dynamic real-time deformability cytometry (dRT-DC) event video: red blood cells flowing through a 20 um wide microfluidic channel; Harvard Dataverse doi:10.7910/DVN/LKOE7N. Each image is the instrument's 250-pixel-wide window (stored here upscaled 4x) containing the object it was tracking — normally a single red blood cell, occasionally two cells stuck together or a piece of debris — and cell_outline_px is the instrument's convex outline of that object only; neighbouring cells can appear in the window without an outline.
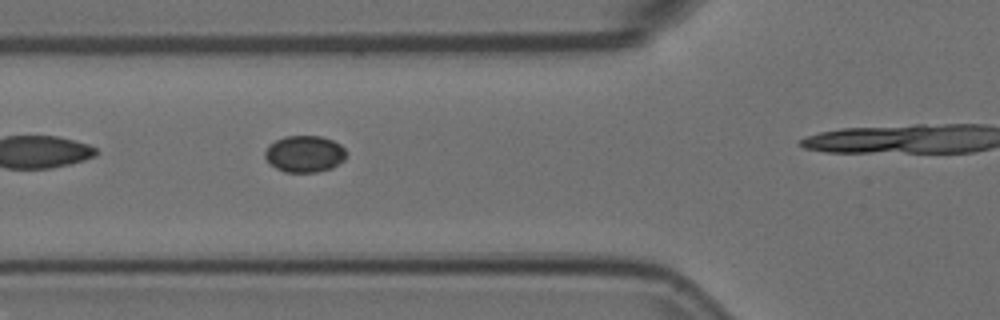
{"species": "Egyptian fruit bat (a non-hibernating species)", "species_latin": "Rousettus aegyptiacus", "temperature_condition": "room temperature", "stored_images_in_passage": 7, "camera_frame_rate_fps": 3000, "um_per_image_px": 0.085, "animal": {"sex": "female"}, "frame": {"image": 1, "passage_image": 3, "time_ms": 0.667, "image_size_px": [1000, 320], "cell_outline_px": [[344, 160], [332, 168], [316, 172], [284, 172], [268, 164], [264, 156], [264, 152], [268, 144], [284, 136], [320, 136], [332, 140], [340, 144], [344, 148]], "centroid_in_image_um": [25.83, 13.08], "position_along_channel_um": 100.0, "area_um2": 17.46}}